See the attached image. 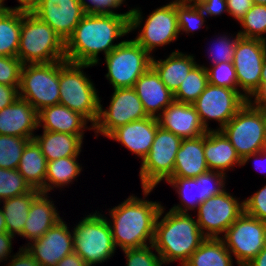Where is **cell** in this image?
I'll return each mask as SVG.
<instances>
[{"instance_id": "9c48e42d", "label": "cell", "mask_w": 266, "mask_h": 266, "mask_svg": "<svg viewBox=\"0 0 266 266\" xmlns=\"http://www.w3.org/2000/svg\"><path fill=\"white\" fill-rule=\"evenodd\" d=\"M18 90L19 97L27 100L37 112L59 104V61L24 64Z\"/></svg>"}, {"instance_id": "4316f807", "label": "cell", "mask_w": 266, "mask_h": 266, "mask_svg": "<svg viewBox=\"0 0 266 266\" xmlns=\"http://www.w3.org/2000/svg\"><path fill=\"white\" fill-rule=\"evenodd\" d=\"M197 63L194 54L183 53L179 49H175L165 59H157L153 54L151 67L174 94Z\"/></svg>"}, {"instance_id": "836d02e7", "label": "cell", "mask_w": 266, "mask_h": 266, "mask_svg": "<svg viewBox=\"0 0 266 266\" xmlns=\"http://www.w3.org/2000/svg\"><path fill=\"white\" fill-rule=\"evenodd\" d=\"M22 10L4 9L0 13V56L17 57Z\"/></svg>"}, {"instance_id": "5b68a950", "label": "cell", "mask_w": 266, "mask_h": 266, "mask_svg": "<svg viewBox=\"0 0 266 266\" xmlns=\"http://www.w3.org/2000/svg\"><path fill=\"white\" fill-rule=\"evenodd\" d=\"M92 66L59 61V104L80 113L94 126L99 116L100 94L91 76L83 70Z\"/></svg>"}, {"instance_id": "5bb4252c", "label": "cell", "mask_w": 266, "mask_h": 266, "mask_svg": "<svg viewBox=\"0 0 266 266\" xmlns=\"http://www.w3.org/2000/svg\"><path fill=\"white\" fill-rule=\"evenodd\" d=\"M227 190L208 198L195 211L196 221L206 238H221L244 212V201Z\"/></svg>"}, {"instance_id": "8fae6325", "label": "cell", "mask_w": 266, "mask_h": 266, "mask_svg": "<svg viewBox=\"0 0 266 266\" xmlns=\"http://www.w3.org/2000/svg\"><path fill=\"white\" fill-rule=\"evenodd\" d=\"M182 140L161 126L157 128L151 149L141 162L139 177L142 188L155 189L173 174L176 154Z\"/></svg>"}, {"instance_id": "277c9868", "label": "cell", "mask_w": 266, "mask_h": 266, "mask_svg": "<svg viewBox=\"0 0 266 266\" xmlns=\"http://www.w3.org/2000/svg\"><path fill=\"white\" fill-rule=\"evenodd\" d=\"M17 58L23 65L66 60L65 42L33 12L22 10Z\"/></svg>"}, {"instance_id": "816d5d0a", "label": "cell", "mask_w": 266, "mask_h": 266, "mask_svg": "<svg viewBox=\"0 0 266 266\" xmlns=\"http://www.w3.org/2000/svg\"><path fill=\"white\" fill-rule=\"evenodd\" d=\"M251 160L254 161L255 169H257L261 173L262 172L264 174L266 173V149H263V150H261L258 153H254V154L246 156L242 160V168H243V166H245Z\"/></svg>"}, {"instance_id": "cb8c5ba5", "label": "cell", "mask_w": 266, "mask_h": 266, "mask_svg": "<svg viewBox=\"0 0 266 266\" xmlns=\"http://www.w3.org/2000/svg\"><path fill=\"white\" fill-rule=\"evenodd\" d=\"M48 195L50 194L41 192L32 201L28 218L25 221L23 232L20 235V237L25 238L26 241L28 239V243L20 246L21 248H25L32 241L42 237L46 231L63 218L60 216L57 206H55V201Z\"/></svg>"}, {"instance_id": "4dcf8cb0", "label": "cell", "mask_w": 266, "mask_h": 266, "mask_svg": "<svg viewBox=\"0 0 266 266\" xmlns=\"http://www.w3.org/2000/svg\"><path fill=\"white\" fill-rule=\"evenodd\" d=\"M17 170L32 188L40 190L44 186L47 160L34 140L24 147Z\"/></svg>"}, {"instance_id": "7dc6e473", "label": "cell", "mask_w": 266, "mask_h": 266, "mask_svg": "<svg viewBox=\"0 0 266 266\" xmlns=\"http://www.w3.org/2000/svg\"><path fill=\"white\" fill-rule=\"evenodd\" d=\"M228 15L233 20L240 21L252 7V0H226Z\"/></svg>"}, {"instance_id": "4fadbf2b", "label": "cell", "mask_w": 266, "mask_h": 266, "mask_svg": "<svg viewBox=\"0 0 266 266\" xmlns=\"http://www.w3.org/2000/svg\"><path fill=\"white\" fill-rule=\"evenodd\" d=\"M247 101L238 90L208 83L193 105L202 125L209 131L221 130ZM213 120L218 123L216 128L209 127Z\"/></svg>"}, {"instance_id": "bcb514c9", "label": "cell", "mask_w": 266, "mask_h": 266, "mask_svg": "<svg viewBox=\"0 0 266 266\" xmlns=\"http://www.w3.org/2000/svg\"><path fill=\"white\" fill-rule=\"evenodd\" d=\"M207 18H215L227 13L226 0H194Z\"/></svg>"}, {"instance_id": "6f0895ef", "label": "cell", "mask_w": 266, "mask_h": 266, "mask_svg": "<svg viewBox=\"0 0 266 266\" xmlns=\"http://www.w3.org/2000/svg\"><path fill=\"white\" fill-rule=\"evenodd\" d=\"M260 86H266V51H265V55L263 58Z\"/></svg>"}, {"instance_id": "ba28073f", "label": "cell", "mask_w": 266, "mask_h": 266, "mask_svg": "<svg viewBox=\"0 0 266 266\" xmlns=\"http://www.w3.org/2000/svg\"><path fill=\"white\" fill-rule=\"evenodd\" d=\"M220 131L243 160L246 156L265 149L266 111L247 101Z\"/></svg>"}, {"instance_id": "db71d44e", "label": "cell", "mask_w": 266, "mask_h": 266, "mask_svg": "<svg viewBox=\"0 0 266 266\" xmlns=\"http://www.w3.org/2000/svg\"><path fill=\"white\" fill-rule=\"evenodd\" d=\"M248 101L253 106L266 111V86H260Z\"/></svg>"}, {"instance_id": "74e56055", "label": "cell", "mask_w": 266, "mask_h": 266, "mask_svg": "<svg viewBox=\"0 0 266 266\" xmlns=\"http://www.w3.org/2000/svg\"><path fill=\"white\" fill-rule=\"evenodd\" d=\"M30 140L0 134V168L17 169L23 149Z\"/></svg>"}, {"instance_id": "f907efd6", "label": "cell", "mask_w": 266, "mask_h": 266, "mask_svg": "<svg viewBox=\"0 0 266 266\" xmlns=\"http://www.w3.org/2000/svg\"><path fill=\"white\" fill-rule=\"evenodd\" d=\"M14 240V236L10 235L8 232L0 233V263L8 262V258L15 255L12 248V241Z\"/></svg>"}, {"instance_id": "d4e9b609", "label": "cell", "mask_w": 266, "mask_h": 266, "mask_svg": "<svg viewBox=\"0 0 266 266\" xmlns=\"http://www.w3.org/2000/svg\"><path fill=\"white\" fill-rule=\"evenodd\" d=\"M89 121L80 113L72 111L62 104L47 106L38 111V128L45 131L63 132L72 135H84L94 130Z\"/></svg>"}, {"instance_id": "f546056e", "label": "cell", "mask_w": 266, "mask_h": 266, "mask_svg": "<svg viewBox=\"0 0 266 266\" xmlns=\"http://www.w3.org/2000/svg\"><path fill=\"white\" fill-rule=\"evenodd\" d=\"M77 158L79 156L59 158L47 162L45 183L40 192L49 194L55 188L61 190L63 187H68L69 184H74L73 182L77 180L83 170Z\"/></svg>"}, {"instance_id": "681fc988", "label": "cell", "mask_w": 266, "mask_h": 266, "mask_svg": "<svg viewBox=\"0 0 266 266\" xmlns=\"http://www.w3.org/2000/svg\"><path fill=\"white\" fill-rule=\"evenodd\" d=\"M19 86L0 84V111L19 98Z\"/></svg>"}, {"instance_id": "d590c367", "label": "cell", "mask_w": 266, "mask_h": 266, "mask_svg": "<svg viewBox=\"0 0 266 266\" xmlns=\"http://www.w3.org/2000/svg\"><path fill=\"white\" fill-rule=\"evenodd\" d=\"M176 11L180 34L193 35L207 22L206 15L194 0H176Z\"/></svg>"}, {"instance_id": "7bdbcfd3", "label": "cell", "mask_w": 266, "mask_h": 266, "mask_svg": "<svg viewBox=\"0 0 266 266\" xmlns=\"http://www.w3.org/2000/svg\"><path fill=\"white\" fill-rule=\"evenodd\" d=\"M22 66L17 57L0 56V84L19 86Z\"/></svg>"}, {"instance_id": "d6986e66", "label": "cell", "mask_w": 266, "mask_h": 266, "mask_svg": "<svg viewBox=\"0 0 266 266\" xmlns=\"http://www.w3.org/2000/svg\"><path fill=\"white\" fill-rule=\"evenodd\" d=\"M62 218L39 239L25 248L42 266H55L63 257L74 251L73 230Z\"/></svg>"}, {"instance_id": "6da1fadb", "label": "cell", "mask_w": 266, "mask_h": 266, "mask_svg": "<svg viewBox=\"0 0 266 266\" xmlns=\"http://www.w3.org/2000/svg\"><path fill=\"white\" fill-rule=\"evenodd\" d=\"M130 34L129 14L86 13L65 42L66 60L78 64H101L99 54L108 55Z\"/></svg>"}, {"instance_id": "8d00e7d4", "label": "cell", "mask_w": 266, "mask_h": 266, "mask_svg": "<svg viewBox=\"0 0 266 266\" xmlns=\"http://www.w3.org/2000/svg\"><path fill=\"white\" fill-rule=\"evenodd\" d=\"M238 23L242 38L261 39L266 35V5L253 4Z\"/></svg>"}, {"instance_id": "f1b7e54d", "label": "cell", "mask_w": 266, "mask_h": 266, "mask_svg": "<svg viewBox=\"0 0 266 266\" xmlns=\"http://www.w3.org/2000/svg\"><path fill=\"white\" fill-rule=\"evenodd\" d=\"M42 134V135H41ZM35 135L33 140L38 144L47 162L59 158L80 156L85 135H72L63 132L45 131Z\"/></svg>"}, {"instance_id": "ffe728a7", "label": "cell", "mask_w": 266, "mask_h": 266, "mask_svg": "<svg viewBox=\"0 0 266 266\" xmlns=\"http://www.w3.org/2000/svg\"><path fill=\"white\" fill-rule=\"evenodd\" d=\"M159 126L158 118L148 116L117 127L106 138L121 143L142 162L151 149Z\"/></svg>"}, {"instance_id": "e0dca14e", "label": "cell", "mask_w": 266, "mask_h": 266, "mask_svg": "<svg viewBox=\"0 0 266 266\" xmlns=\"http://www.w3.org/2000/svg\"><path fill=\"white\" fill-rule=\"evenodd\" d=\"M265 48L261 39L240 37L235 45L233 65L238 91L250 99L260 87Z\"/></svg>"}, {"instance_id": "ee69618b", "label": "cell", "mask_w": 266, "mask_h": 266, "mask_svg": "<svg viewBox=\"0 0 266 266\" xmlns=\"http://www.w3.org/2000/svg\"><path fill=\"white\" fill-rule=\"evenodd\" d=\"M243 201L246 214L266 222V184Z\"/></svg>"}, {"instance_id": "f35d334b", "label": "cell", "mask_w": 266, "mask_h": 266, "mask_svg": "<svg viewBox=\"0 0 266 266\" xmlns=\"http://www.w3.org/2000/svg\"><path fill=\"white\" fill-rule=\"evenodd\" d=\"M32 189L17 169L0 168V201L26 194Z\"/></svg>"}, {"instance_id": "52a82bcc", "label": "cell", "mask_w": 266, "mask_h": 266, "mask_svg": "<svg viewBox=\"0 0 266 266\" xmlns=\"http://www.w3.org/2000/svg\"><path fill=\"white\" fill-rule=\"evenodd\" d=\"M72 228L74 251L88 266H96L113 258L117 249L105 214L97 210L85 214Z\"/></svg>"}, {"instance_id": "7a4b0ae2", "label": "cell", "mask_w": 266, "mask_h": 266, "mask_svg": "<svg viewBox=\"0 0 266 266\" xmlns=\"http://www.w3.org/2000/svg\"><path fill=\"white\" fill-rule=\"evenodd\" d=\"M152 191L153 188H142V198L131 194L123 202L107 209L110 218L105 217L116 248L123 251L153 244L156 221L163 205L161 201L147 198Z\"/></svg>"}, {"instance_id": "3957f363", "label": "cell", "mask_w": 266, "mask_h": 266, "mask_svg": "<svg viewBox=\"0 0 266 266\" xmlns=\"http://www.w3.org/2000/svg\"><path fill=\"white\" fill-rule=\"evenodd\" d=\"M165 209L162 206L156 221L153 246L164 265L179 261L183 266L206 237L190 213Z\"/></svg>"}, {"instance_id": "83f0119b", "label": "cell", "mask_w": 266, "mask_h": 266, "mask_svg": "<svg viewBox=\"0 0 266 266\" xmlns=\"http://www.w3.org/2000/svg\"><path fill=\"white\" fill-rule=\"evenodd\" d=\"M208 171L204 156V135L183 139L170 177L195 178Z\"/></svg>"}, {"instance_id": "8992f818", "label": "cell", "mask_w": 266, "mask_h": 266, "mask_svg": "<svg viewBox=\"0 0 266 266\" xmlns=\"http://www.w3.org/2000/svg\"><path fill=\"white\" fill-rule=\"evenodd\" d=\"M143 15L141 7H131L129 10V28L131 33L139 30L138 35L133 39L151 56H153L156 48H164L165 45L168 46L178 40L180 30L176 0L154 9L147 18H144Z\"/></svg>"}, {"instance_id": "2e32d148", "label": "cell", "mask_w": 266, "mask_h": 266, "mask_svg": "<svg viewBox=\"0 0 266 266\" xmlns=\"http://www.w3.org/2000/svg\"><path fill=\"white\" fill-rule=\"evenodd\" d=\"M227 178L223 173L210 170L195 178L169 177L165 182L173 187L180 202L169 210L180 213L195 212L205 200L226 189Z\"/></svg>"}, {"instance_id": "ab89813d", "label": "cell", "mask_w": 266, "mask_h": 266, "mask_svg": "<svg viewBox=\"0 0 266 266\" xmlns=\"http://www.w3.org/2000/svg\"><path fill=\"white\" fill-rule=\"evenodd\" d=\"M236 33L235 36L232 34L230 36V33H224L222 35L218 33L219 36L217 35V38H215V40L213 39L212 46L208 47L210 48L208 51L210 53H207L210 54L208 55L210 56L209 62L212 61L209 63L210 65L233 61L235 45L241 37L238 32Z\"/></svg>"}, {"instance_id": "30bf717a", "label": "cell", "mask_w": 266, "mask_h": 266, "mask_svg": "<svg viewBox=\"0 0 266 266\" xmlns=\"http://www.w3.org/2000/svg\"><path fill=\"white\" fill-rule=\"evenodd\" d=\"M105 74L115 88L133 87L136 80L151 67L152 56L134 39H126L104 57Z\"/></svg>"}, {"instance_id": "d6a6232c", "label": "cell", "mask_w": 266, "mask_h": 266, "mask_svg": "<svg viewBox=\"0 0 266 266\" xmlns=\"http://www.w3.org/2000/svg\"><path fill=\"white\" fill-rule=\"evenodd\" d=\"M234 261L221 238H206L183 266H234Z\"/></svg>"}, {"instance_id": "44dd1931", "label": "cell", "mask_w": 266, "mask_h": 266, "mask_svg": "<svg viewBox=\"0 0 266 266\" xmlns=\"http://www.w3.org/2000/svg\"><path fill=\"white\" fill-rule=\"evenodd\" d=\"M159 125L182 139L207 133L193 104L173 101L158 117Z\"/></svg>"}, {"instance_id": "7c38bea8", "label": "cell", "mask_w": 266, "mask_h": 266, "mask_svg": "<svg viewBox=\"0 0 266 266\" xmlns=\"http://www.w3.org/2000/svg\"><path fill=\"white\" fill-rule=\"evenodd\" d=\"M221 239L235 257L237 266H245L266 245V222L243 212Z\"/></svg>"}, {"instance_id": "11a10c76", "label": "cell", "mask_w": 266, "mask_h": 266, "mask_svg": "<svg viewBox=\"0 0 266 266\" xmlns=\"http://www.w3.org/2000/svg\"><path fill=\"white\" fill-rule=\"evenodd\" d=\"M6 0H1L2 5L5 9H17V10H23V11H31L38 3L39 0H17L19 5L10 7L7 6L5 3Z\"/></svg>"}, {"instance_id": "ac0fdd59", "label": "cell", "mask_w": 266, "mask_h": 266, "mask_svg": "<svg viewBox=\"0 0 266 266\" xmlns=\"http://www.w3.org/2000/svg\"><path fill=\"white\" fill-rule=\"evenodd\" d=\"M31 12L46 22L64 42L86 14L79 0H39Z\"/></svg>"}, {"instance_id": "9f6ffc18", "label": "cell", "mask_w": 266, "mask_h": 266, "mask_svg": "<svg viewBox=\"0 0 266 266\" xmlns=\"http://www.w3.org/2000/svg\"><path fill=\"white\" fill-rule=\"evenodd\" d=\"M245 266H266V245L265 247L256 255L254 259H252Z\"/></svg>"}, {"instance_id": "1f68e13d", "label": "cell", "mask_w": 266, "mask_h": 266, "mask_svg": "<svg viewBox=\"0 0 266 266\" xmlns=\"http://www.w3.org/2000/svg\"><path fill=\"white\" fill-rule=\"evenodd\" d=\"M39 189H32L30 192L26 194H21L18 196H14L12 198H8L0 201V205L2 203L7 232L16 237V235L20 236L23 232V227L25 225V221L28 218V213L32 201L40 194Z\"/></svg>"}, {"instance_id": "6125c7cd", "label": "cell", "mask_w": 266, "mask_h": 266, "mask_svg": "<svg viewBox=\"0 0 266 266\" xmlns=\"http://www.w3.org/2000/svg\"><path fill=\"white\" fill-rule=\"evenodd\" d=\"M4 9H5V8L3 7L2 2H1V0H0V13H1Z\"/></svg>"}, {"instance_id": "60d3db41", "label": "cell", "mask_w": 266, "mask_h": 266, "mask_svg": "<svg viewBox=\"0 0 266 266\" xmlns=\"http://www.w3.org/2000/svg\"><path fill=\"white\" fill-rule=\"evenodd\" d=\"M208 73V83L214 86L238 90L236 71L232 62H222L207 66L203 65Z\"/></svg>"}, {"instance_id": "9a60e30c", "label": "cell", "mask_w": 266, "mask_h": 266, "mask_svg": "<svg viewBox=\"0 0 266 266\" xmlns=\"http://www.w3.org/2000/svg\"><path fill=\"white\" fill-rule=\"evenodd\" d=\"M100 97L99 116L94 125L95 137H107L114 129L147 116L141 100L133 87L115 88L109 106L103 107Z\"/></svg>"}, {"instance_id": "484cf974", "label": "cell", "mask_w": 266, "mask_h": 266, "mask_svg": "<svg viewBox=\"0 0 266 266\" xmlns=\"http://www.w3.org/2000/svg\"><path fill=\"white\" fill-rule=\"evenodd\" d=\"M204 156L210 171L228 175L230 169L242 167L234 146L220 130H209L204 134Z\"/></svg>"}, {"instance_id": "f6af8a7d", "label": "cell", "mask_w": 266, "mask_h": 266, "mask_svg": "<svg viewBox=\"0 0 266 266\" xmlns=\"http://www.w3.org/2000/svg\"><path fill=\"white\" fill-rule=\"evenodd\" d=\"M86 13L91 14H129V11L117 13L126 0H79ZM116 11V12H115Z\"/></svg>"}, {"instance_id": "b9f144b4", "label": "cell", "mask_w": 266, "mask_h": 266, "mask_svg": "<svg viewBox=\"0 0 266 266\" xmlns=\"http://www.w3.org/2000/svg\"><path fill=\"white\" fill-rule=\"evenodd\" d=\"M153 250V251H152ZM155 251V252H154ZM126 258V266H162L163 261L153 244L122 251Z\"/></svg>"}, {"instance_id": "7402d4cb", "label": "cell", "mask_w": 266, "mask_h": 266, "mask_svg": "<svg viewBox=\"0 0 266 266\" xmlns=\"http://www.w3.org/2000/svg\"><path fill=\"white\" fill-rule=\"evenodd\" d=\"M35 130H39L38 112L27 100L19 97L0 111V134L33 140Z\"/></svg>"}, {"instance_id": "91938a15", "label": "cell", "mask_w": 266, "mask_h": 266, "mask_svg": "<svg viewBox=\"0 0 266 266\" xmlns=\"http://www.w3.org/2000/svg\"><path fill=\"white\" fill-rule=\"evenodd\" d=\"M253 4L266 5V0H252Z\"/></svg>"}, {"instance_id": "94428289", "label": "cell", "mask_w": 266, "mask_h": 266, "mask_svg": "<svg viewBox=\"0 0 266 266\" xmlns=\"http://www.w3.org/2000/svg\"><path fill=\"white\" fill-rule=\"evenodd\" d=\"M261 42L266 51V35L261 38Z\"/></svg>"}, {"instance_id": "680465c9", "label": "cell", "mask_w": 266, "mask_h": 266, "mask_svg": "<svg viewBox=\"0 0 266 266\" xmlns=\"http://www.w3.org/2000/svg\"><path fill=\"white\" fill-rule=\"evenodd\" d=\"M7 232L6 221L3 210L0 208V233Z\"/></svg>"}, {"instance_id": "e575fe53", "label": "cell", "mask_w": 266, "mask_h": 266, "mask_svg": "<svg viewBox=\"0 0 266 266\" xmlns=\"http://www.w3.org/2000/svg\"><path fill=\"white\" fill-rule=\"evenodd\" d=\"M208 84V73L202 64L197 63L181 82L174 93V100L182 103L193 104Z\"/></svg>"}, {"instance_id": "f5cc1de1", "label": "cell", "mask_w": 266, "mask_h": 266, "mask_svg": "<svg viewBox=\"0 0 266 266\" xmlns=\"http://www.w3.org/2000/svg\"><path fill=\"white\" fill-rule=\"evenodd\" d=\"M55 266H88L75 251L63 257Z\"/></svg>"}, {"instance_id": "c3c4849f", "label": "cell", "mask_w": 266, "mask_h": 266, "mask_svg": "<svg viewBox=\"0 0 266 266\" xmlns=\"http://www.w3.org/2000/svg\"><path fill=\"white\" fill-rule=\"evenodd\" d=\"M6 266H42L26 248H19L15 255L11 256Z\"/></svg>"}, {"instance_id": "603a6c76", "label": "cell", "mask_w": 266, "mask_h": 266, "mask_svg": "<svg viewBox=\"0 0 266 266\" xmlns=\"http://www.w3.org/2000/svg\"><path fill=\"white\" fill-rule=\"evenodd\" d=\"M133 88L149 117L158 118L174 101V94L165 86L152 67L136 80Z\"/></svg>"}]
</instances>
